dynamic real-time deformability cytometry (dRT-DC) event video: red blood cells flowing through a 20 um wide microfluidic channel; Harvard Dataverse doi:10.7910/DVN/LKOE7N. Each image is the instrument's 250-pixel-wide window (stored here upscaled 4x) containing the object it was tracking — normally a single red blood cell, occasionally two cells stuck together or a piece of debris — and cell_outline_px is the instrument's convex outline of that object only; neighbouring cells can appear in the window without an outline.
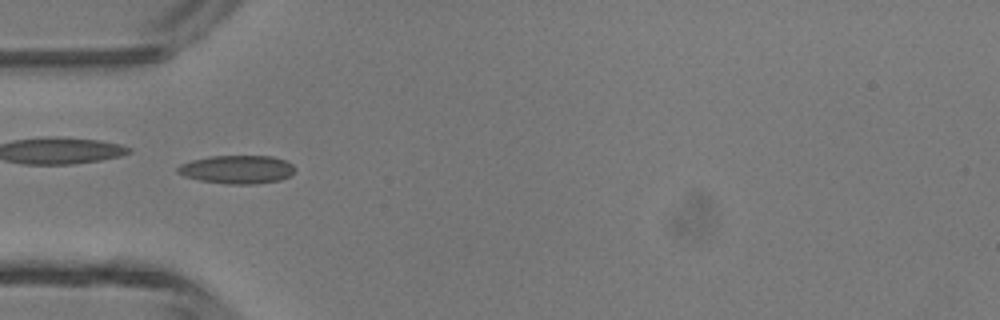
{"species": "common noctule bat (a hibernating species)", "species_latin": "Nyctalus noctula", "temperature_condition": "room temperature", "stored_images_in_passage": 45, "camera_frame_rate_fps": 3000, "um_per_image_px": 0.085, "animal": {"sex": "male", "body_mass_g": 13.3}, "frame": {"image": 1, "passage_image": 14, "time_ms": 4.333, "image_size_px": [1000, 320], "cell_outline_px": [[296, 168], [288, 176], [280, 180], [256, 184], [224, 184], [200, 180], [184, 176], [176, 172], [176, 168], [180, 164], [192, 160], [208, 156], [272, 156], [284, 160], [292, 164]], "centroid_in_image_um": [20.12, 14.4], "position_along_channel_um": 64.9, "area_um2": 19.42}}
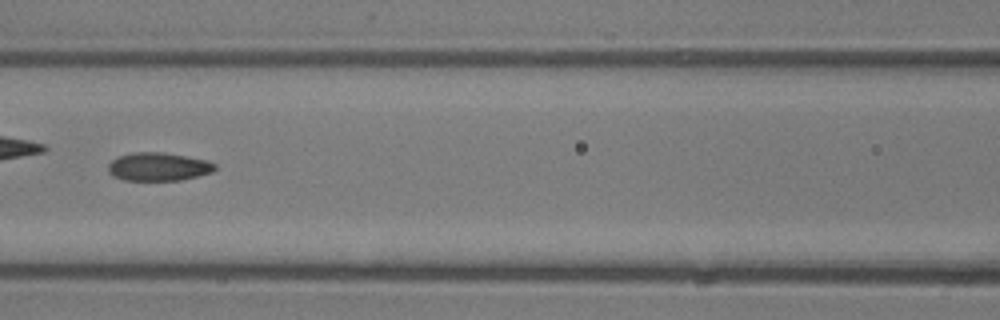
{"frame": {"image": 2, "passage_image": 20, "time_ms": 6.333, "image_size_px": [1000, 320], "cell_outline_px": [[216, 168], [212, 172], [180, 180], [124, 180], [112, 176], [108, 172], [108, 164], [112, 160], [120, 156], [132, 152], [160, 152], [184, 156], [204, 160], [216, 164]], "centroid_in_image_um": [13.42, 14.17], "position_along_channel_um": 153.2, "area_um2": 17.4}, "authors_computed_cell_mechanics": {"area_um2": 17.5134, "velocity_mm_per_s": 4.384, "shape_relaxation_time_tau1_ms": 11.2437, "shape_relaxation_time_tau2_ms": 1.9811, "deformation_change_tau1": 0.2839, "deformation_change_tau2": 0.0839}}